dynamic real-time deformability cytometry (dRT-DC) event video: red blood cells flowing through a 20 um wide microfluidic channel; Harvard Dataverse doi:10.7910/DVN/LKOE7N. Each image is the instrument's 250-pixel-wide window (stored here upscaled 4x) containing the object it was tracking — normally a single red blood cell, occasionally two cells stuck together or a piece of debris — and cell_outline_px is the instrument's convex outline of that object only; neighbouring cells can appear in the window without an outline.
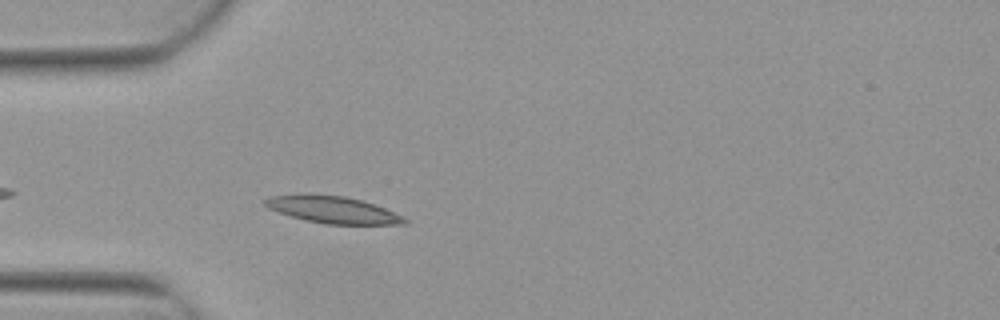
{"species": "Egyptian fruit bat (a non-hibernating species)", "species_latin": "Rousettus aegyptiacus", "temperature_condition": "warm", "stored_images_in_passage": 2, "camera_frame_rate_fps": 3000, "um_per_image_px": 0.085, "animal": {"sex": "female"}, "frame": {"image": 1, "passage_image": 2, "time_ms": 0.333, "image_size_px": [1000, 320], "cell_outline_px": [[408, 224], [324, 224], [304, 220], [268, 208], [264, 204], [264, 200], [268, 196], [300, 192], [308, 192], [344, 196], [360, 200], [384, 208], [404, 216], [408, 220]], "centroid_in_image_um": [28.23, 17.8], "position_along_channel_um": 56.8, "area_um2": 22.31}}